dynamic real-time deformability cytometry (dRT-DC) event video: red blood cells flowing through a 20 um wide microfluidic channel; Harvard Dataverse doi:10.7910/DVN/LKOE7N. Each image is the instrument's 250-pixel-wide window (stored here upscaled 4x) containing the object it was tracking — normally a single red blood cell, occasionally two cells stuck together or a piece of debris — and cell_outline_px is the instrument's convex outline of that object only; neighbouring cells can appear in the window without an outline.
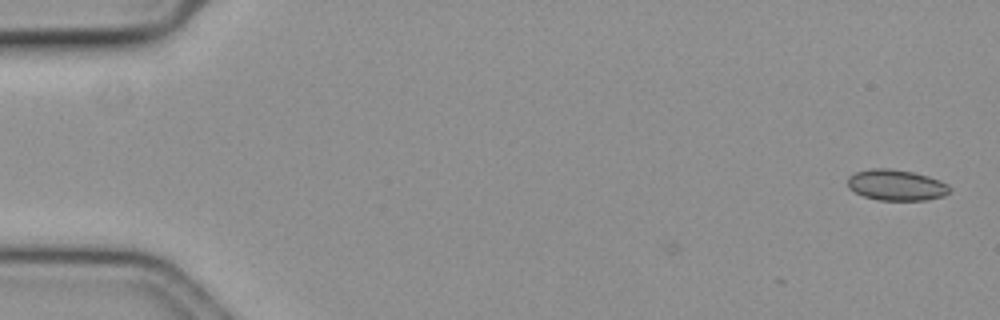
{"species": "common noctule bat (a hibernating species)", "species_latin": "Nyctalus noctula", "temperature_condition": "cold", "stored_images_in_passage": 6, "camera_frame_rate_fps": 3000, "um_per_image_px": 0.085, "animal": {"sex": "female", "body_mass_g": 19.3, "forearm_length_mm": 54.1}, "frame": {"image": 1, "passage_image": 6, "time_ms": 1.667, "image_size_px": [1000, 320], "cell_outline_px": [[952, 188], [944, 196], [924, 200], [876, 200], [864, 196], [848, 188], [848, 176], [856, 172], [872, 168], [888, 168], [912, 172], [928, 176], [940, 180], [948, 184]], "centroid_in_image_um": [76.19, 15.73], "position_along_channel_um": 8.8, "area_um2": 18.38}}